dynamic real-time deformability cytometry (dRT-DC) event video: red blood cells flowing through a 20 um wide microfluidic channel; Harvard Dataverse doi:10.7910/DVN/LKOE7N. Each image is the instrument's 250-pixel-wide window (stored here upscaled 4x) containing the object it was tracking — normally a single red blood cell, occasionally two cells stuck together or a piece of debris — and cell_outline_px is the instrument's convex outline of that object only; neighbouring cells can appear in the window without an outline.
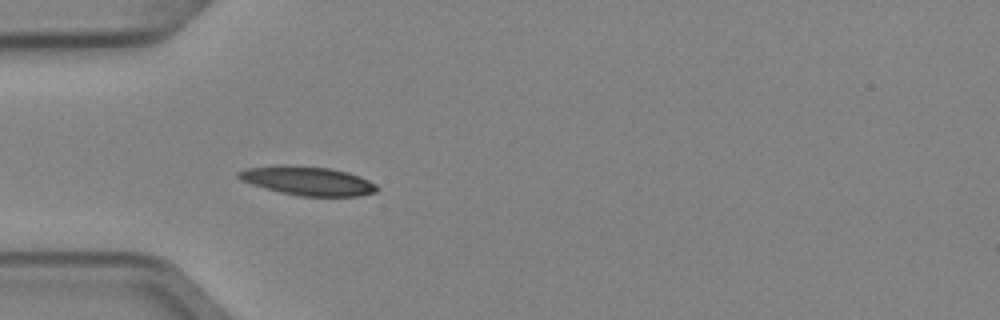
{"species": "Egyptian fruit bat (a non-hibernating species)", "species_latin": "Rousettus aegyptiacus", "temperature_condition": "cold", "stored_images_in_passage": 3, "camera_frame_rate_fps": 3000, "um_per_image_px": 0.085, "animal": {"sex": "female"}, "frame": {"image": 1, "passage_image": 3, "time_ms": 0.667, "image_size_px": [1000, 320], "cell_outline_px": [[380, 188], [376, 192], [360, 196], [300, 196], [280, 192], [252, 184], [240, 180], [236, 176], [236, 172], [248, 168], [284, 164], [332, 168], [348, 172], [360, 176], [376, 184]], "centroid_in_image_um": [26.17, 15.36], "position_along_channel_um": 58.8, "area_um2": 23.47}}